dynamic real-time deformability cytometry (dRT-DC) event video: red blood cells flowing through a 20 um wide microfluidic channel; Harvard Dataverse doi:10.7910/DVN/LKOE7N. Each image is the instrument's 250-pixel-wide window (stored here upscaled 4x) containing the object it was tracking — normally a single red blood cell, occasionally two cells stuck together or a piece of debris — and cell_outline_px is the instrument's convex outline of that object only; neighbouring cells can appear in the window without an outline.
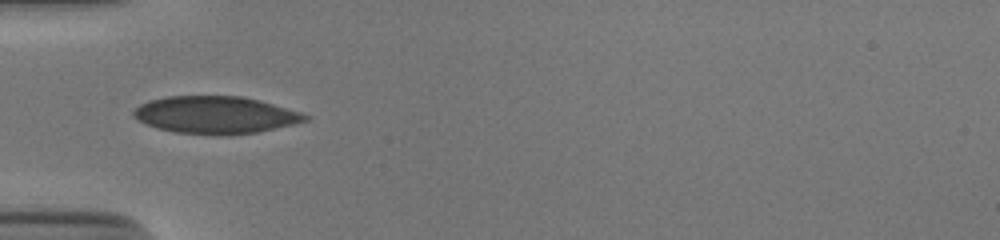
{"species": "human", "species_latin": "Homo sapiens", "temperature_condition": "cold", "stored_images_in_passage": 36, "camera_frame_rate_fps": 3000, "um_per_image_px": 0.085, "donor": {"sex": "male"}, "frame": {"image": 1, "passage_image": 1, "time_ms": 0.0, "image_size_px": [1000, 240], "cell_outline_px": [[308, 120], [292, 124], [256, 132], [216, 136], [176, 132], [156, 128], [132, 116], [132, 112], [140, 104], [148, 100], [164, 96], [240, 96], [260, 100], [300, 112], [308, 116]], "centroid_in_image_um": [18.27, 9.76], "position_along_channel_um": 66.7, "area_um2": 37.22}}
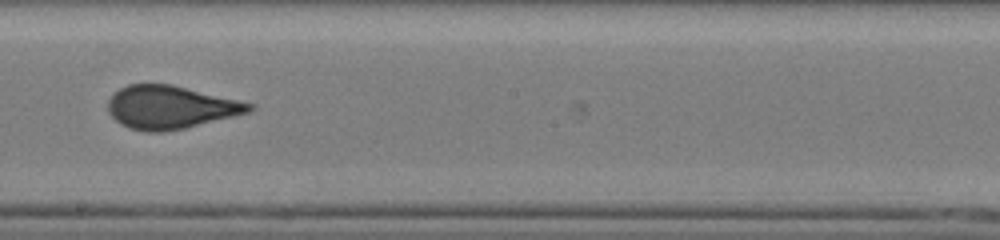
{"frame": {"image": 2, "passage_image": 14, "time_ms": 4.333, "image_size_px": [1000, 240], "cell_outline_px": [[256, 108], [252, 112], [184, 128], [164, 132], [148, 132], [128, 128], [120, 124], [108, 112], [108, 100], [120, 88], [128, 84], [172, 84], [256, 104]], "centroid_in_image_um": [14.52, 9.12], "position_along_channel_um": 233.7, "area_um2": 35.6}}
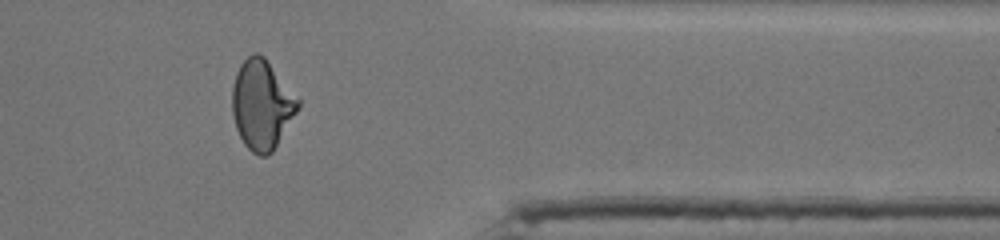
{"frame": {"image": 3, "passage_image": 27, "time_ms": 8.667, "image_size_px": [1000, 240], "cell_outline_px": [[300, 108], [272, 152], [268, 156], [260, 156], [252, 152], [244, 144], [236, 128], [232, 112], [232, 88], [236, 72], [240, 64], [252, 52], [256, 52], [264, 56], [300, 100]], "centroid_in_image_um": [22.25, 8.89], "position_along_channel_um": 389.1, "area_um2": 34.33}, "authors_computed_cell_mechanics": {"area_um2": 35.5181, "velocity_mm_per_s": 3.8936, "shape_relaxation_time_tau1_ms": 9.2876, "shape_relaxation_time_tau2_ms": null, "deformation_change_tau1": 0.2248, "deformation_change_tau2": null}}